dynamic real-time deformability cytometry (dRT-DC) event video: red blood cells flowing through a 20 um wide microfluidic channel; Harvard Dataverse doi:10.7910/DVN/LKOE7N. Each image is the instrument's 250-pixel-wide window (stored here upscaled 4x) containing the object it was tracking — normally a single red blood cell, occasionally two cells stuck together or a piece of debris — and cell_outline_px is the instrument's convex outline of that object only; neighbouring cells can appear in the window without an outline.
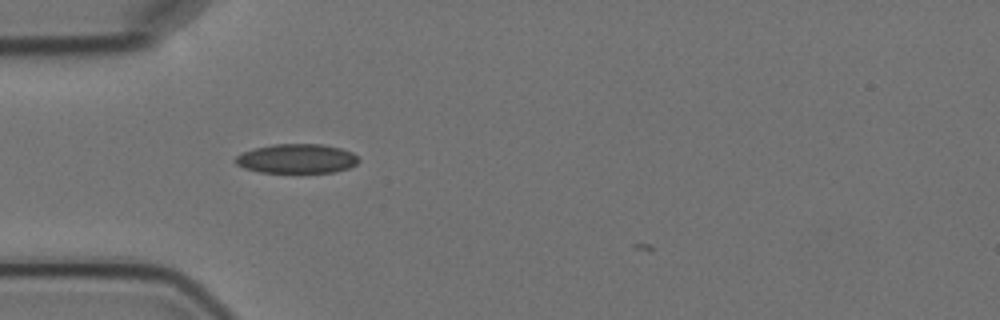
{"species": "Egyptian fruit bat (a non-hibernating species)", "species_latin": "Rousettus aegyptiacus", "temperature_condition": "cold", "stored_images_in_passage": 2, "camera_frame_rate_fps": 3000, "um_per_image_px": 0.085, "animal": {"sex": "female"}, "frame": {"image": 1, "passage_image": 1, "time_ms": 0.0, "image_size_px": [1000, 320], "cell_outline_px": [[360, 160], [356, 164], [348, 168], [332, 172], [260, 172], [244, 168], [236, 164], [236, 156], [244, 152], [256, 148], [276, 144], [320, 144], [340, 148], [352, 152]], "centroid_in_image_um": [25.24, 13.48], "position_along_channel_um": 59.8, "area_um2": 20.75}}